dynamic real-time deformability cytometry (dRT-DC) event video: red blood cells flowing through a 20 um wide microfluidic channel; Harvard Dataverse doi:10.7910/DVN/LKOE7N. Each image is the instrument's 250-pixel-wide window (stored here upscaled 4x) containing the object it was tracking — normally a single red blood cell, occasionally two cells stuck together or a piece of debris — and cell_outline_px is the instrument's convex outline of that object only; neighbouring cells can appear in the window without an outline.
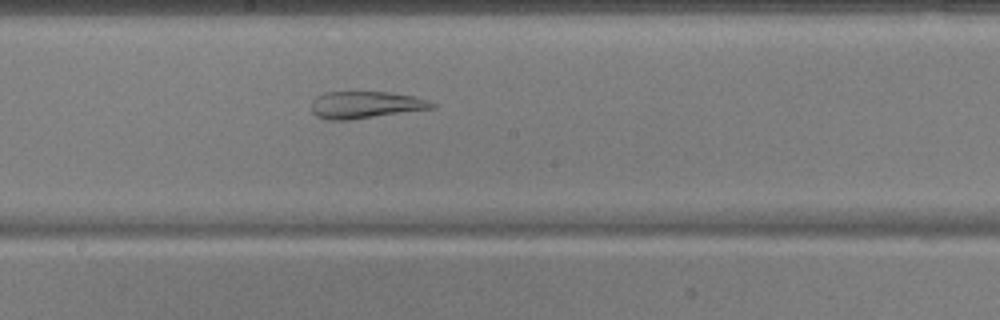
{"species": "common noctule bat (a hibernating species)", "species_latin": "Nyctalus noctula", "temperature_condition": "warm", "stored_images_in_passage": 49, "camera_frame_rate_fps": 3000, "um_per_image_px": 0.085, "animal": {"sex": "male", "body_mass_g": 17.9, "forearm_length_mm": 54.2}, "frame": {"image": 1, "passage_image": 25, "time_ms": 8.0, "image_size_px": [1000, 320], "cell_outline_px": [[436, 108], [348, 120], [328, 120], [316, 116], [312, 112], [312, 100], [316, 96], [324, 92], [388, 92], [416, 96], [428, 100], [436, 104]], "centroid_in_image_um": [31.08, 8.91], "position_along_channel_um": 217.1, "area_um2": 19.13}}
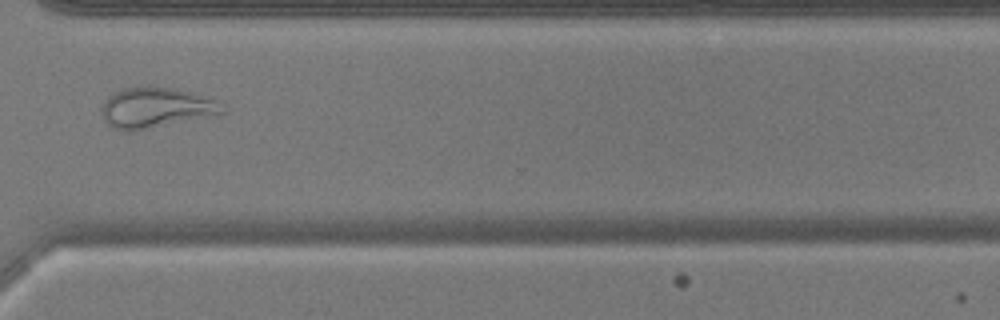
{"frame": {"image": 2, "passage_image": 36, "time_ms": 11.667, "image_size_px": [1000, 320], "cell_outline_px": [[224, 112], [144, 128], [120, 132], [112, 128], [104, 120], [100, 112], [100, 108], [104, 100], [112, 92], [124, 88], [176, 88], [192, 92], [216, 100]], "centroid_in_image_um": [13.11, 9.14], "position_along_channel_um": 357.5, "area_um2": 27.34}}
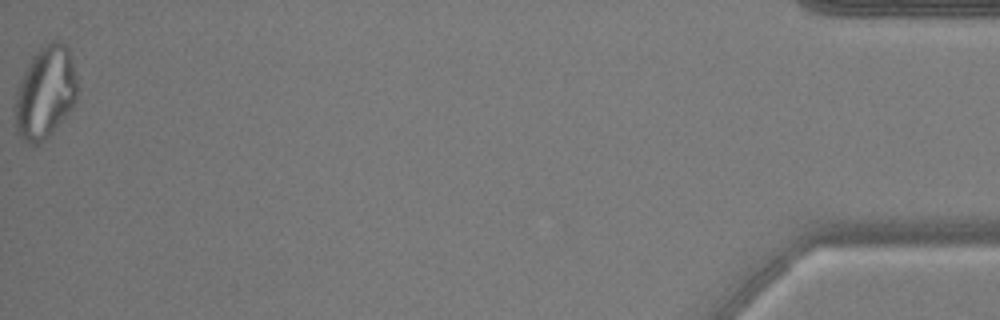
{"frame": {"image": 3, "passage_image": 49, "time_ms": 16.0, "image_size_px": [1000, 320], "cell_outline_px": [[76, 100], [64, 116], [48, 136], [44, 140], [36, 144], [28, 144], [20, 140], [16, 132], [16, 100], [20, 84], [28, 64], [32, 56], [44, 44], [52, 40], [60, 40], [68, 48], [76, 76]], "centroid_in_image_um": [3.84, 7.86], "position_along_channel_um": 431.4, "area_um2": 32.71}, "authors_computed_cell_mechanics": {"area_um2": 29.0734, "velocity_mm_per_s": 3.8266, "shape_relaxation_time_tau1_ms": null, "shape_relaxation_time_tau2_ms": 1.6406, "deformation_change_tau1": null, "deformation_change_tau2": 0.1083}}